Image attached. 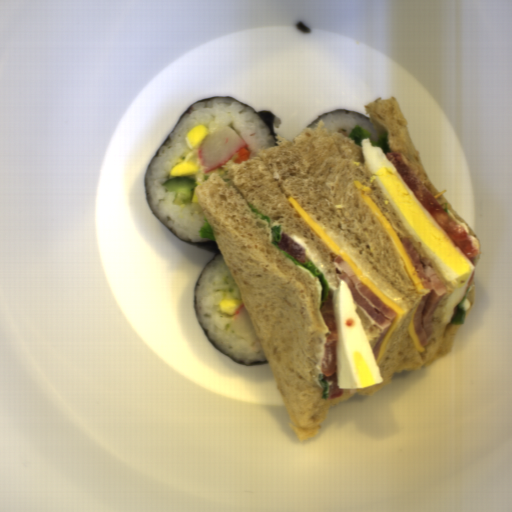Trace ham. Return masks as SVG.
Returning a JSON list of instances; mask_svg holds the SVG:
<instances>
[{"label": "ham", "instance_id": "obj_1", "mask_svg": "<svg viewBox=\"0 0 512 512\" xmlns=\"http://www.w3.org/2000/svg\"><path fill=\"white\" fill-rule=\"evenodd\" d=\"M329 259L338 268L337 288L345 281L350 289L355 304L363 311L365 317L380 331V337L372 352L377 362L381 345L388 333L395 326L399 314L381 300L354 272L350 263L335 252L329 253Z\"/></svg>", "mask_w": 512, "mask_h": 512}, {"label": "ham", "instance_id": "obj_2", "mask_svg": "<svg viewBox=\"0 0 512 512\" xmlns=\"http://www.w3.org/2000/svg\"><path fill=\"white\" fill-rule=\"evenodd\" d=\"M399 239L412 261L418 280H421L423 288L429 290L419 300L413 320L415 333L421 346L425 347L427 339L435 333L432 320L448 289L435 271L432 262L426 257H421L409 236Z\"/></svg>", "mask_w": 512, "mask_h": 512}]
</instances>
